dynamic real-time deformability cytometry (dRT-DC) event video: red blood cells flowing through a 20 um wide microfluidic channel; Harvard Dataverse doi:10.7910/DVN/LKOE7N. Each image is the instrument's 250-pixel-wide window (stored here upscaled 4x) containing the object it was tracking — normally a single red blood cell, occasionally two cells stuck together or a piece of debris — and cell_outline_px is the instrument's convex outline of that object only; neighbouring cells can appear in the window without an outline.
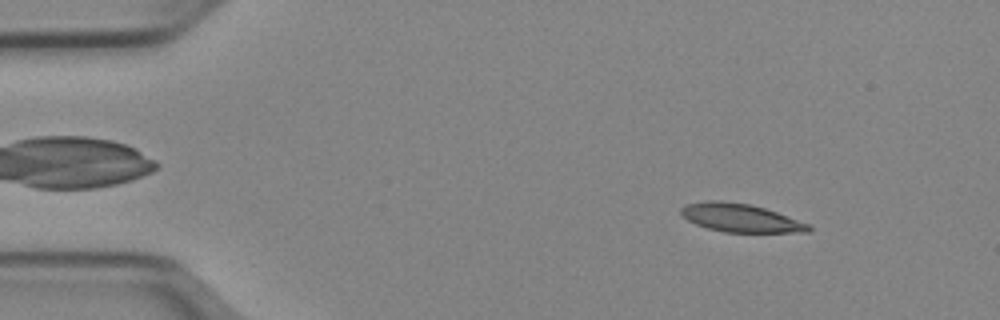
{"species": "Egyptian fruit bat (a non-hibernating species)", "species_latin": "Rousettus aegyptiacus", "temperature_condition": "cold", "stored_images_in_passage": 50, "camera_frame_rate_fps": 3000, "um_per_image_px": 0.085, "animal": {"sex": "female"}, "frame": {"image": 1, "passage_image": 6, "time_ms": 1.667, "image_size_px": [1000, 320], "cell_outline_px": [[812, 228], [808, 232], [724, 232], [708, 228], [696, 224], [688, 220], [680, 212], [680, 208], [688, 204], [708, 200], [720, 200], [752, 204], [812, 224]], "centroid_in_image_um": [62.98, 18.52], "position_along_channel_um": 22.0, "area_um2": 21.04}}
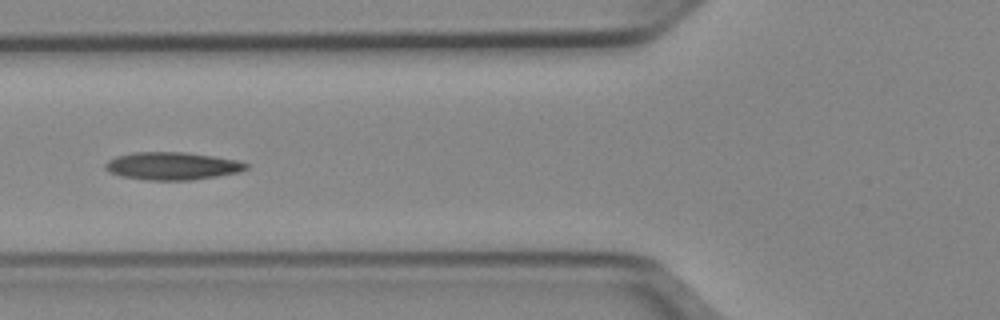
{"frame": {"image": 2, "passage_image": 19, "time_ms": 6.0, "image_size_px": [1000, 320], "cell_outline_px": [[248, 168], [240, 172], [192, 180], [148, 180], [120, 176], [108, 172], [104, 168], [104, 164], [108, 160], [116, 156], [132, 152], [184, 152], [212, 156], [236, 160], [248, 164]], "centroid_in_image_um": [14.59, 14.11], "position_along_channel_um": 111.2, "area_um2": 22.77}}
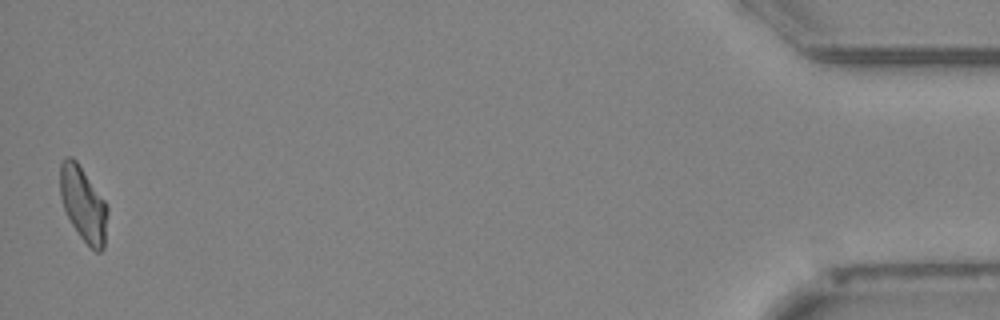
{"frame": {"image": 3, "passage_image": 50, "time_ms": 16.333, "image_size_px": [1000, 320], "cell_outline_px": [[108, 212], [104, 248], [100, 252], [96, 252], [80, 236], [72, 224], [64, 208], [60, 196], [60, 164], [64, 156], [72, 156], [76, 160], [104, 200], [108, 208]], "centroid_in_image_um": [7.08, 17.33], "position_along_channel_um": 428.1, "area_um2": 20.46}, "authors_computed_cell_mechanics": {"area_um2": 21.2704, "velocity_mm_per_s": 3.9527, "shape_relaxation_time_tau1_ms": null, "shape_relaxation_time_tau2_ms": 5.164, "deformation_change_tau1": null, "deformation_change_tau2": 0.1304}}